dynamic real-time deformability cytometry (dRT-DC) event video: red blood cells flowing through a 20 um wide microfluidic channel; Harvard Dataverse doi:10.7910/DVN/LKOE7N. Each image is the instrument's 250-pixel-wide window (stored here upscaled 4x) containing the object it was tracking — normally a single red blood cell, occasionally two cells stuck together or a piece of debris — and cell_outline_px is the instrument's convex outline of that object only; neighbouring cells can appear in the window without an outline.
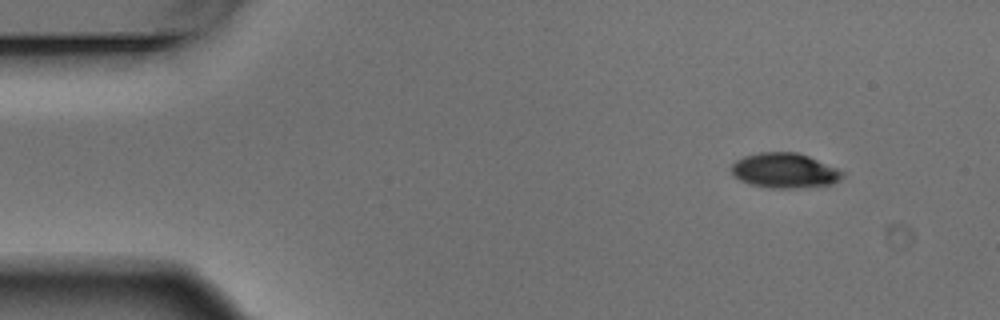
{"species": "Egyptian fruit bat (a non-hibernating species)", "species_latin": "Rousettus aegyptiacus", "temperature_condition": "warm", "stored_images_in_passage": 3, "camera_frame_rate_fps": 3000, "um_per_image_px": 0.085, "animal": {"sex": "male"}, "frame": {"image": 1, "passage_image": 1, "time_ms": 0.0, "image_size_px": [1000, 320], "cell_outline_px": [[844, 176], [840, 180], [832, 184], [800, 188], [768, 188], [748, 184], [732, 176], [732, 164], [736, 160], [744, 156], [760, 152], [796, 152], [808, 156], [836, 168], [844, 172]], "centroid_in_image_um": [66.67, 14.51], "position_along_channel_um": 18.3, "area_um2": 22.72}}
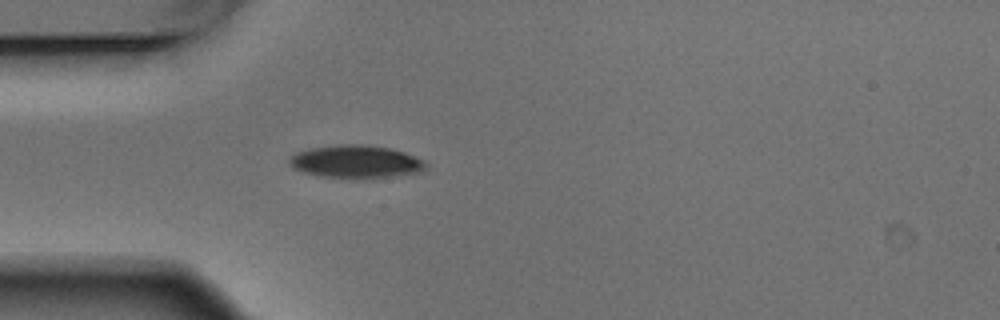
{"frame": {"image": 2, "passage_image": 3, "time_ms": 0.667, "image_size_px": [1000, 320], "cell_outline_px": [[428, 168], [424, 172], [388, 176], [320, 176], [304, 172], [292, 168], [288, 164], [288, 156], [296, 152], [312, 148], [340, 144], [360, 144], [388, 148], [404, 152], [428, 160]], "centroid_in_image_um": [30.28, 13.71], "position_along_channel_um": 54.7, "area_um2": 25.78}}